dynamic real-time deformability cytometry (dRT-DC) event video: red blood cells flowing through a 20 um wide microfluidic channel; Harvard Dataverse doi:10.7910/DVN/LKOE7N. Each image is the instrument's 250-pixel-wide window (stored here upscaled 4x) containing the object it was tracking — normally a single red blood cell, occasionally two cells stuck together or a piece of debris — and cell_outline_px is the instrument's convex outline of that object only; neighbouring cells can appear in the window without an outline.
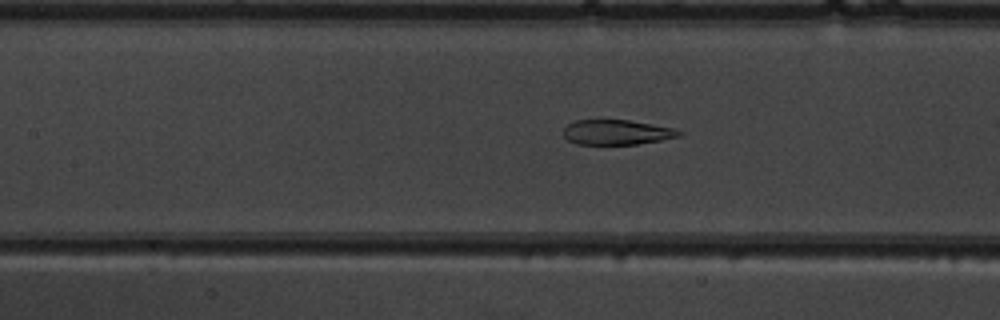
{"species": "common noctule bat (a hibernating species)", "species_latin": "Nyctalus noctula", "temperature_condition": "warm", "stored_images_in_passage": 38, "camera_frame_rate_fps": 3000, "um_per_image_px": 0.085, "animal": {"sex": "male", "body_mass_g": 19.5, "forearm_length_mm": 54.6}, "frame": {"image": 1, "passage_image": 22, "time_ms": 7.0, "image_size_px": [1000, 320], "cell_outline_px": [[684, 132], [680, 136], [660, 140], [636, 144], [576, 144], [568, 140], [564, 136], [564, 128], [568, 124], [576, 120], [628, 120], [676, 128]], "centroid_in_image_um": [52.45, 11.24], "position_along_channel_um": 155.0, "area_um2": 16.76}}
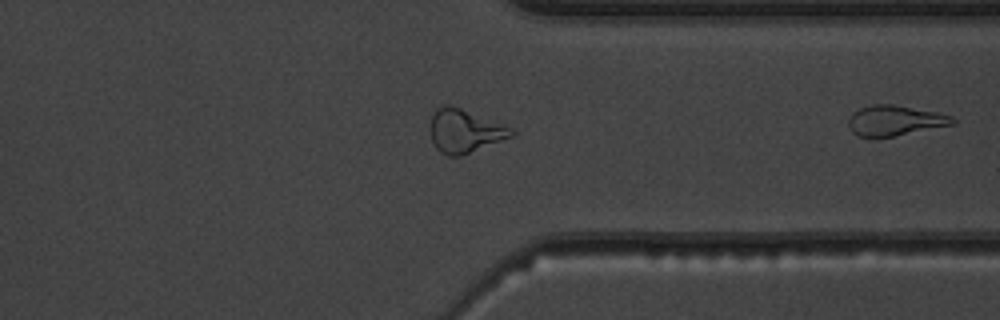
{"frame": {"image": 2, "passage_image": 38, "time_ms": 12.333, "image_size_px": [1000, 320], "cell_outline_px": [[956, 124], [876, 140], [872, 140], [856, 136], [852, 132], [848, 124], [848, 120], [852, 112], [860, 108], [872, 104], [892, 104], [936, 112], [952, 116], [956, 120]], "centroid_in_image_um": [76.02, 10.29], "position_along_channel_um": 335.4, "area_um2": 19.02}}